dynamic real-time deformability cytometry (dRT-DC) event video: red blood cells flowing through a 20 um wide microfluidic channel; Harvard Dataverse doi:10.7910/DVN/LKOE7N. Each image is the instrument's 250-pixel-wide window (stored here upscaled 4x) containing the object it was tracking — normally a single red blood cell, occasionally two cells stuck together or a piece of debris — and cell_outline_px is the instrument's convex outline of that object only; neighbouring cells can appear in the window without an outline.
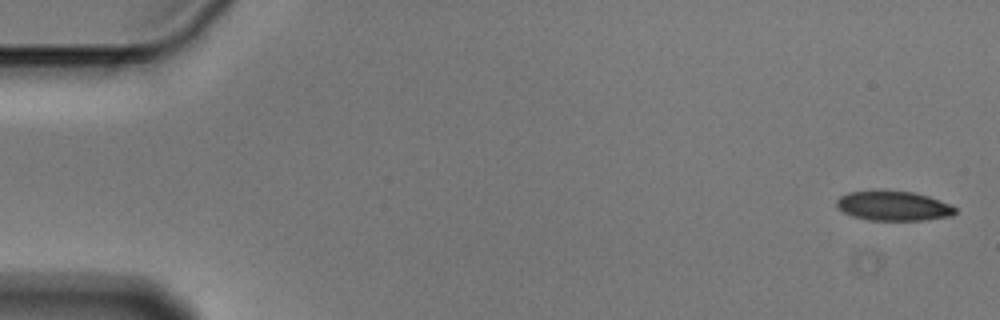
{"species": "Egyptian fruit bat (a non-hibernating species)", "species_latin": "Rousettus aegyptiacus", "temperature_condition": "cold", "stored_images_in_passage": 4, "camera_frame_rate_fps": 3000, "um_per_image_px": 0.085, "animal": {"sex": "male"}, "frame": {"image": 1, "passage_image": 1, "time_ms": 0.0, "image_size_px": [1000, 320], "cell_outline_px": [[956, 212], [952, 216], [924, 220], [868, 220], [852, 216], [836, 208], [836, 200], [840, 196], [848, 192], [872, 188], [880, 188], [912, 192], [928, 196], [952, 204], [956, 208]], "centroid_in_image_um": [75.9, 17.46], "position_along_channel_um": 9.1, "area_um2": 21.27}}
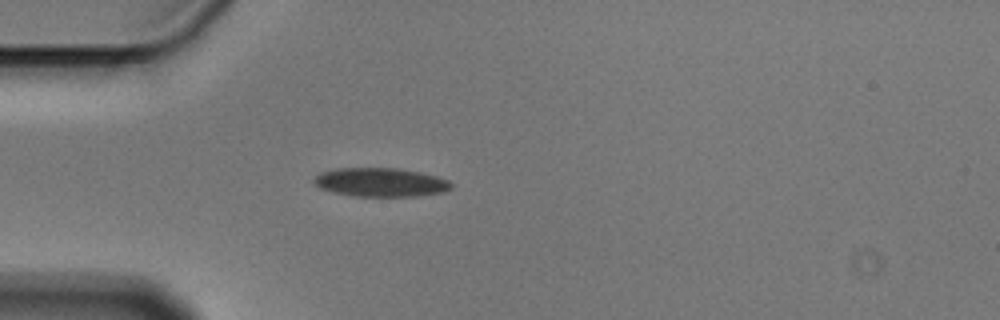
{"frame": {"image": 2, "passage_image": 4, "time_ms": 1.0, "image_size_px": [1000, 320], "cell_outline_px": [[452, 188], [444, 192], [416, 196], [356, 196], [332, 192], [320, 188], [312, 180], [320, 172], [336, 168], [400, 168], [420, 172], [436, 176], [448, 180], [452, 184]], "centroid_in_image_um": [32.35, 15.49], "position_along_channel_um": 52.6, "area_um2": 23.06}}